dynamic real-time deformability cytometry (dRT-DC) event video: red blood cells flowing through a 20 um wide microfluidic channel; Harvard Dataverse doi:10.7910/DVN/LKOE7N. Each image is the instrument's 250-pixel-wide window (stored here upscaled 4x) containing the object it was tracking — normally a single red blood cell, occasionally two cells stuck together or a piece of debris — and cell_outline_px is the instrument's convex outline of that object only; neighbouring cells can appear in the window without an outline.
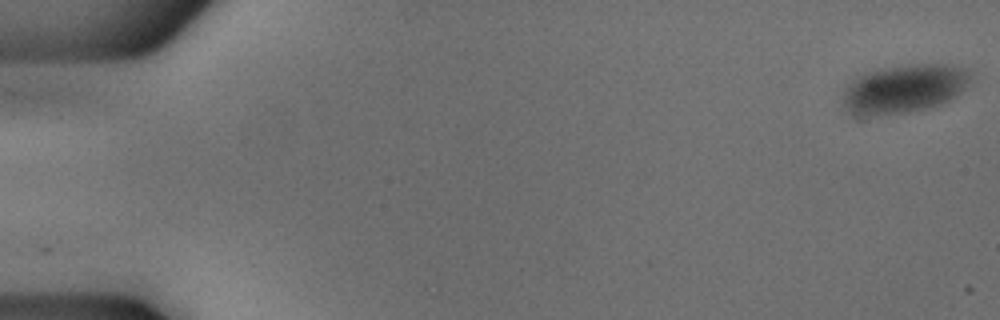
{"species": "common noctule bat (a hibernating species)", "species_latin": "Nyctalus noctula", "temperature_condition": "cold", "stored_images_in_passage": 53, "camera_frame_rate_fps": 3000, "um_per_image_px": 0.085, "animal": {"sex": "male", "body_mass_g": 18.8}, "frame": {"image": 1, "passage_image": 1, "time_ms": 0.0, "image_size_px": [1000, 320], "cell_outline_px": [[972, 80], [956, 96], [940, 104], [908, 112], [856, 116], [852, 116], [848, 112], [844, 104], [844, 88], [856, 76], [864, 72], [884, 68], [908, 64], [948, 64], [964, 68], [968, 72]], "centroid_in_image_um": [76.82, 7.53], "position_along_channel_um": 8.2, "area_um2": 36.01}}
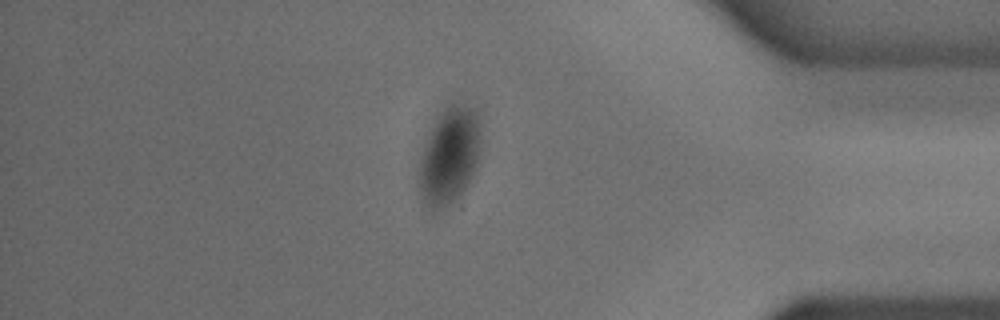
{"frame": {"image": 2, "passage_image": 46, "time_ms": 15.0, "image_size_px": [1000, 320], "cell_outline_px": [[480, 156], [476, 168], [464, 188], [452, 204], [432, 208], [424, 200], [420, 188], [420, 160], [424, 140], [428, 128], [440, 112], [452, 100], [456, 100], [480, 108]], "centroid_in_image_um": [38.25, 13.04], "position_along_channel_um": 397.0, "area_um2": 35.55}}
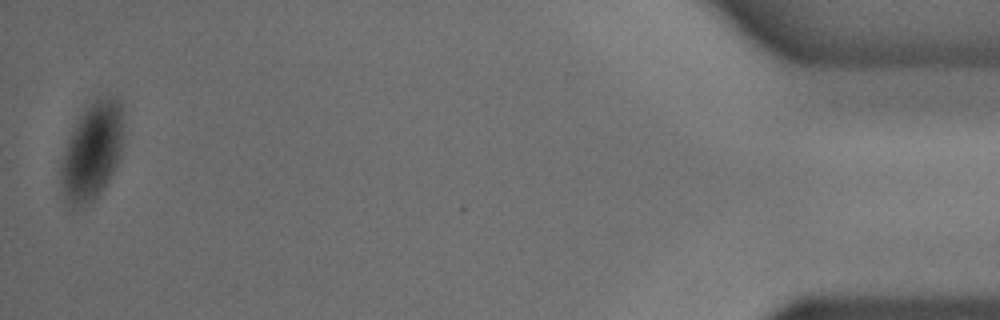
{"frame": {"image": 3, "passage_image": 53, "time_ms": 17.333, "image_size_px": [1000, 320], "cell_outline_px": [[124, 112], [120, 156], [104, 188], [92, 200], [80, 208], [72, 212], [68, 212], [60, 180], [60, 168], [64, 152], [68, 140], [76, 120], [92, 96], [100, 92], [116, 96], [120, 100]], "centroid_in_image_um": [7.82, 12.78], "position_along_channel_um": 427.4, "area_um2": 36.82}}